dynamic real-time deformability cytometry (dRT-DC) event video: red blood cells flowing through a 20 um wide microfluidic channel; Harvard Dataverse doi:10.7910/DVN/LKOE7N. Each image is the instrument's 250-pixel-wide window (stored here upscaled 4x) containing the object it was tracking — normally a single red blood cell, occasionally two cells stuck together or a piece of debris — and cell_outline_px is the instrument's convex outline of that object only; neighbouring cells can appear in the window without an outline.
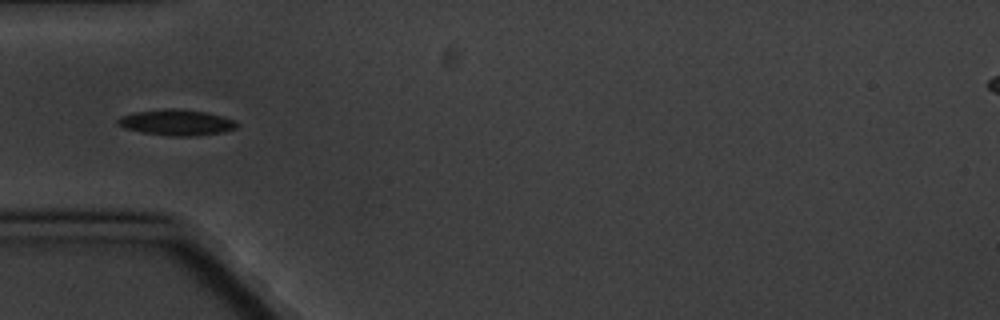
{"species": "common noctule bat (a hibernating species)", "species_latin": "Nyctalus noctula", "temperature_condition": "cold", "stored_images_in_passage": 10, "camera_frame_rate_fps": 3000, "um_per_image_px": 0.085, "animal": {"sex": "male", "body_mass_g": 20.1, "forearm_length_mm": 53.5}, "frame": {"image": 1, "passage_image": 6, "time_ms": 5.667, "image_size_px": [1000, 320], "cell_outline_px": [[240, 124], [236, 128], [224, 132], [196, 136], [168, 136], [140, 132], [124, 128], [116, 124], [116, 120], [120, 116], [136, 112], [164, 108], [172, 108], [204, 112], [236, 120]], "centroid_in_image_um": [14.99, 10.42], "position_along_channel_um": 70.0, "area_um2": 18.09}}